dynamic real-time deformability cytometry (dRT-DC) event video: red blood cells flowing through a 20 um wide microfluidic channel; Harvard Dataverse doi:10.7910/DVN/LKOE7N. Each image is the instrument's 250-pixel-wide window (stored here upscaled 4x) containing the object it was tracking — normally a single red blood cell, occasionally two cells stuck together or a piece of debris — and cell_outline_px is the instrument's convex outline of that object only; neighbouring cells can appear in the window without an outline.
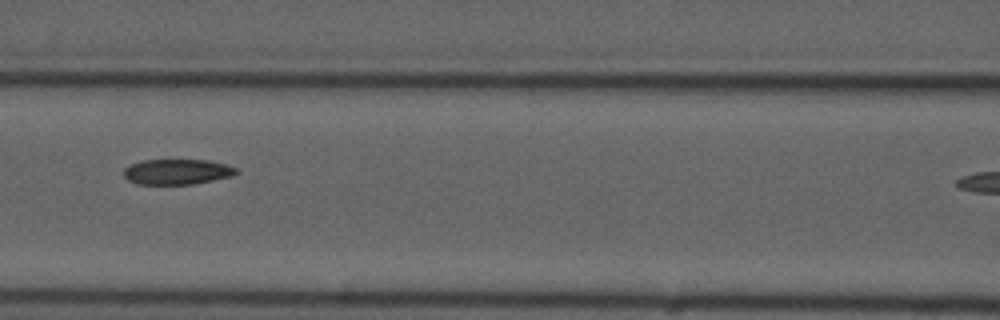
{"species": "common noctule bat (a hibernating species)", "species_latin": "Nyctalus noctula", "temperature_condition": "cold", "stored_images_in_passage": 7, "segment_of_instrument_passage": [1, 2], "camera_frame_rate_fps": 3000, "um_per_image_px": 0.085, "animal": {"sex": "male", "forearm_length_mm": 52.5}, "frame": {"image": 1, "passage_image": 4, "time_ms": 4.0, "image_size_px": [1000, 320], "cell_outline_px": [[240, 172], [232, 176], [192, 184], [136, 184], [128, 180], [124, 176], [124, 168], [132, 164], [144, 160], [208, 160], [224, 164], [236, 168]], "centroid_in_image_um": [15.05, 14.6], "position_along_channel_um": 151.5, "area_um2": 16.53}}
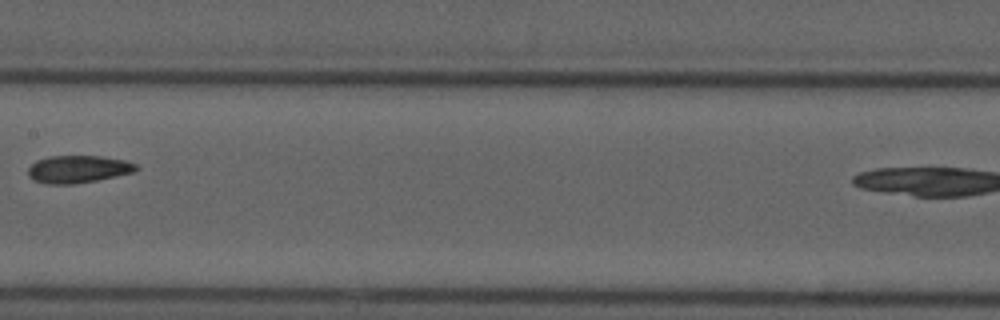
{"frame": {"image": 2, "passage_image": 5, "time_ms": 5.333, "image_size_px": [1000, 320], "cell_outline_px": [[140, 168], [136, 172], [76, 184], [44, 184], [32, 180], [28, 176], [28, 168], [36, 160], [48, 156], [100, 156], [124, 160], [136, 164]], "centroid_in_image_um": [6.62, 14.38], "position_along_channel_um": 200.8, "area_um2": 17.51}}
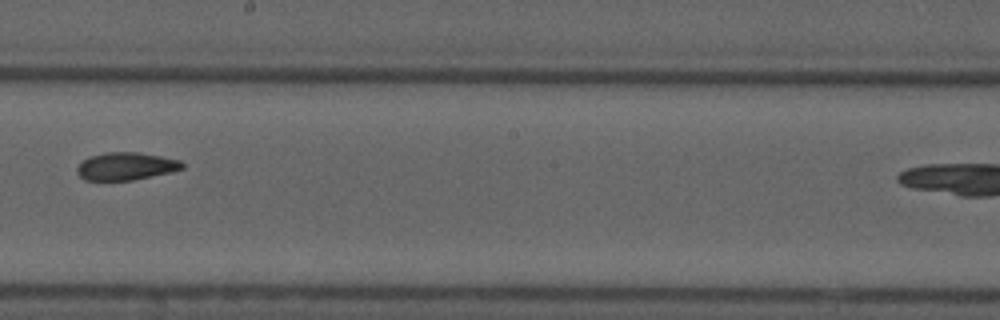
{"frame": {"image": 3, "passage_image": 6, "time_ms": 6.333, "image_size_px": [1000, 320], "cell_outline_px": [[184, 168], [172, 172], [132, 180], [84, 180], [76, 172], [76, 168], [84, 160], [92, 156], [104, 152], [136, 152], [160, 156], [180, 160], [184, 164]], "centroid_in_image_um": [10.72, 14.13], "position_along_channel_um": 237.5, "area_um2": 16.88}}